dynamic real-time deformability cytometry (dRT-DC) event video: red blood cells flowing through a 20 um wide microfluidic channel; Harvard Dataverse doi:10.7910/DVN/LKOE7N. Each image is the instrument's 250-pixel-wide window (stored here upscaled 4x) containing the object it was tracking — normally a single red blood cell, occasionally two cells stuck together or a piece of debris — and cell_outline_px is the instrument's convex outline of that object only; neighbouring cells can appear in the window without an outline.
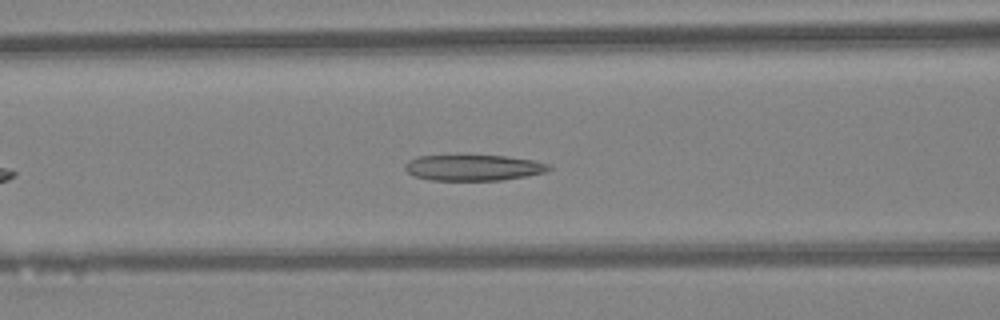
{"species": "Egyptian fruit bat (a non-hibernating species)", "species_latin": "Rousettus aegyptiacus", "temperature_condition": "warm", "stored_images_in_passage": 27, "camera_frame_rate_fps": 3000, "um_per_image_px": 0.085, "animal": {"sex": "female"}, "frame": {"image": 1, "passage_image": 9, "time_ms": 2.667, "image_size_px": [1000, 320], "cell_outline_px": [[552, 168], [544, 172], [524, 176], [500, 180], [432, 180], [412, 176], [404, 168], [404, 164], [408, 160], [416, 156], [504, 156], [532, 160], [548, 164]], "centroid_in_image_um": [40.17, 14.25], "position_along_channel_um": 126.4, "area_um2": 21.44}}
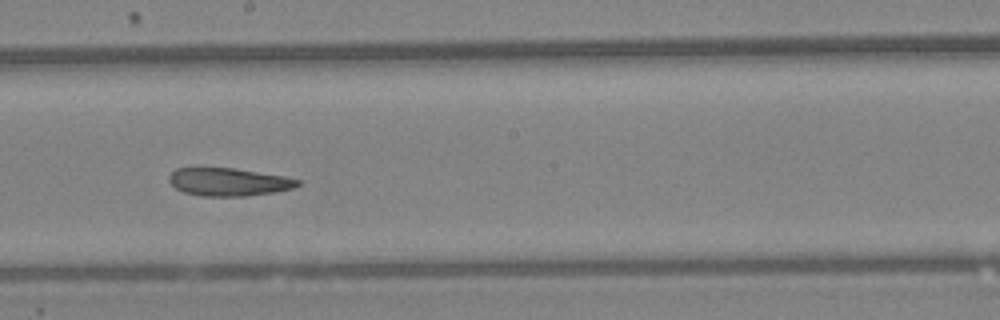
{"frame": {"image": 2, "passage_image": 16, "time_ms": 5.0, "image_size_px": [1000, 320], "cell_outline_px": [[300, 184], [296, 188], [272, 192], [244, 196], [200, 196], [184, 192], [176, 188], [168, 180], [168, 176], [176, 168], [196, 164], [236, 168], [284, 176], [300, 180]], "centroid_in_image_um": [19.35, 15.41], "position_along_channel_um": 228.8, "area_um2": 21.79}}
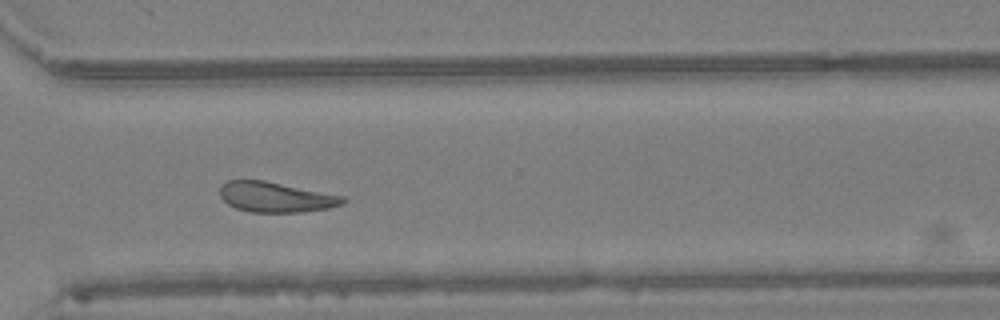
{"frame": {"image": 3, "passage_image": 24, "time_ms": 7.667, "image_size_px": [1000, 320], "cell_outline_px": [[348, 200], [340, 204], [328, 208], [300, 212], [252, 212], [236, 208], [228, 204], [220, 196], [220, 188], [228, 180], [264, 180], [344, 196]], "centroid_in_image_um": [23.44, 16.75], "position_along_channel_um": 347.2, "area_um2": 21.44}, "authors_computed_cell_mechanics": {"area_um2": 21.9062, "velocity_mm_per_s": 4.414, "shape_relaxation_time_tau1_ms": null, "shape_relaxation_time_tau2_ms": 2.8169, "deformation_change_tau1": null, "deformation_change_tau2": 0.1154}}